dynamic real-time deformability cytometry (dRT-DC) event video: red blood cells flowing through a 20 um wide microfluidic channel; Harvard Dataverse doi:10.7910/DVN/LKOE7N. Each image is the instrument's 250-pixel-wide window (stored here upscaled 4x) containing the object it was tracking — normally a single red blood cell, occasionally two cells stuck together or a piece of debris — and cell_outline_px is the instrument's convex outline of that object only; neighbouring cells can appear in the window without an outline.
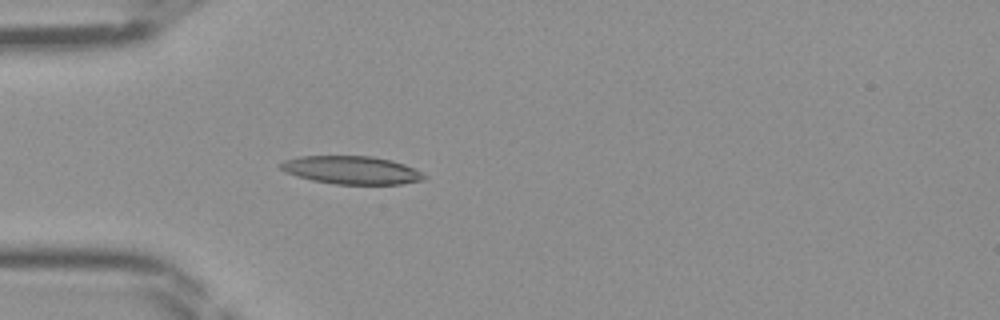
{"species": "Egyptian fruit bat (a non-hibernating species)", "species_latin": "Rousettus aegyptiacus", "temperature_condition": "room temperature", "stored_images_in_passage": 34, "camera_frame_rate_fps": 3000, "um_per_image_px": 0.085, "frame": {"image": 1, "passage_image": 2, "time_ms": 0.333, "image_size_px": [1000, 320], "cell_outline_px": [[428, 176], [424, 180], [400, 184], [336, 184], [312, 180], [296, 176], [284, 172], [280, 168], [280, 164], [284, 160], [300, 156], [372, 156], [392, 160], [404, 164]], "centroid_in_image_um": [29.87, 14.45], "position_along_channel_um": 55.1, "area_um2": 23.47}}
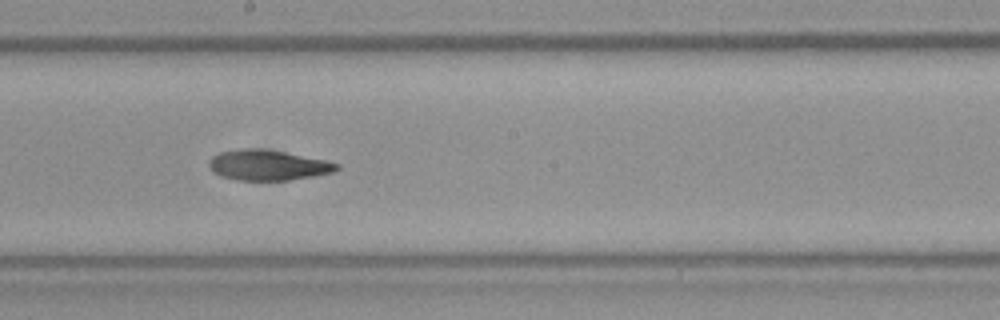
{"frame": {"image": 2, "passage_image": 14, "time_ms": 4.333, "image_size_px": [1000, 320], "cell_outline_px": [[340, 168], [332, 172], [312, 176], [288, 180], [236, 180], [220, 176], [212, 172], [208, 164], [208, 160], [212, 156], [220, 152], [240, 148], [260, 148], [284, 152], [324, 160], [340, 164]], "centroid_in_image_um": [22.71, 14.03], "position_along_channel_um": 225.5, "area_um2": 22.6}}
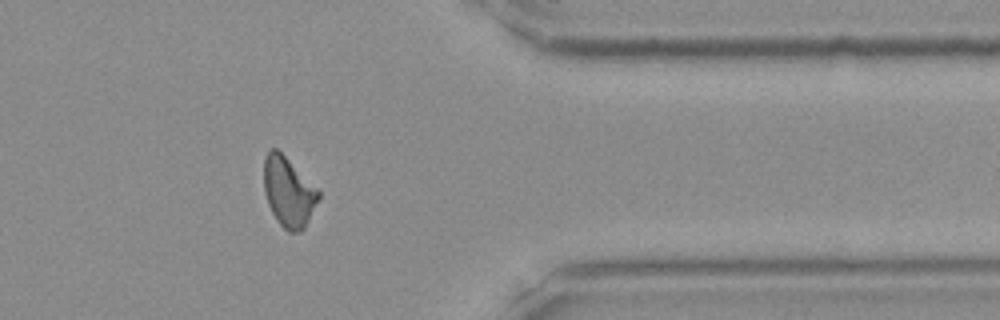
{"frame": {"image": 3, "passage_image": 26, "time_ms": 8.333, "image_size_px": [1000, 320], "cell_outline_px": [[320, 196], [304, 228], [300, 232], [288, 232], [276, 220], [268, 204], [264, 192], [264, 156], [272, 148], [276, 148], [320, 188]], "centroid_in_image_um": [24.53, 16.3], "position_along_channel_um": 386.9, "area_um2": 22.37}}